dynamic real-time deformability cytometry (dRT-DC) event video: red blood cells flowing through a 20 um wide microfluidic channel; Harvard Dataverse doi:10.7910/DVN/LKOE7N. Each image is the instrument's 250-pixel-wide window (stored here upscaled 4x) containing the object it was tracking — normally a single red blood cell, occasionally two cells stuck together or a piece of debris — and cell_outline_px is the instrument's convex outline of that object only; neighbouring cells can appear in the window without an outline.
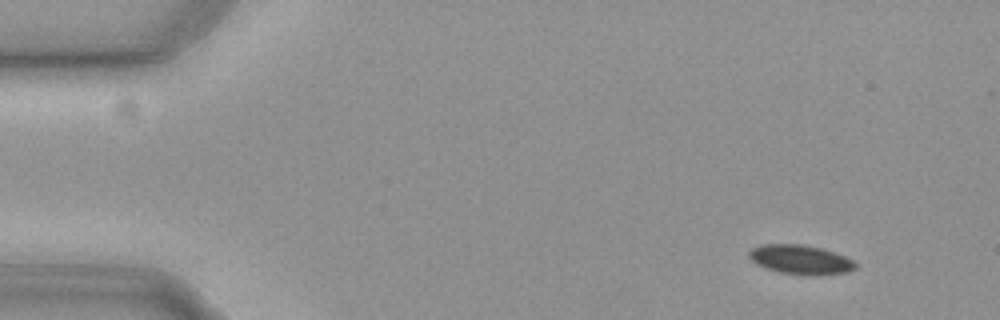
{"species": "common noctule bat (a hibernating species)", "species_latin": "Nyctalus noctula", "temperature_condition": "cold", "stored_images_in_passage": 52, "camera_frame_rate_fps": 3000, "um_per_image_px": 0.085, "animal": {"sex": "female", "body_mass_g": 19.3, "forearm_length_mm": 54.1}, "frame": {"image": 1, "passage_image": 1, "time_ms": 0.0, "image_size_px": [1000, 320], "cell_outline_px": [[856, 268], [848, 272], [812, 276], [780, 272], [756, 264], [748, 256], [748, 252], [752, 248], [760, 244], [804, 244], [820, 248], [844, 256], [852, 260], [856, 264]], "centroid_in_image_um": [68.03, 22.06], "position_along_channel_um": 17.0, "area_um2": 18.09}}
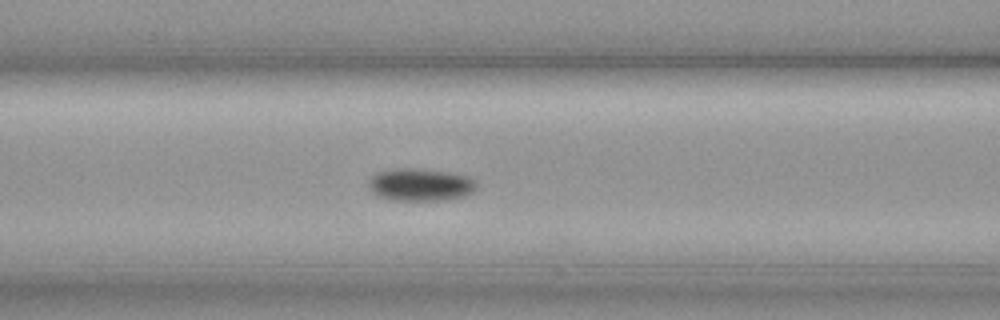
{"frame": {"image": 2, "passage_image": 19, "time_ms": 6.0, "image_size_px": [1000, 320], "cell_outline_px": [[476, 188], [472, 192], [464, 196], [444, 200], [392, 200], [380, 196], [372, 192], [368, 188], [368, 180], [376, 172], [396, 168], [412, 168], [452, 172], [468, 176], [476, 180]], "centroid_in_image_um": [35.73, 15.69], "position_along_channel_um": 130.9, "area_um2": 20.63}}
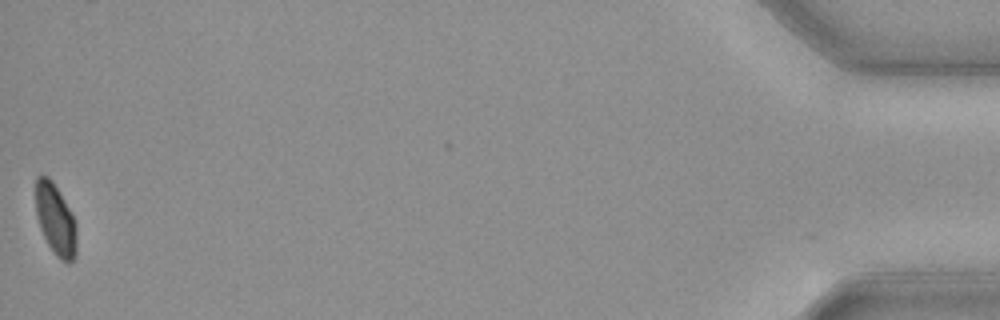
{"frame": {"image": 3, "passage_image": 52, "time_ms": 17.0, "image_size_px": [1000, 320], "cell_outline_px": [[76, 256], [68, 264], [60, 260], [56, 256], [48, 244], [40, 228], [36, 212], [36, 176], [48, 176], [52, 180], [64, 200], [76, 224]], "centroid_in_image_um": [4.72, 18.69], "position_along_channel_um": 430.5, "area_um2": 16.82}, "authors_computed_cell_mechanics": {"area_um2": 18.6983, "velocity_mm_per_s": 3.6888, "shape_relaxation_time_tau1_ms": 2.1897, "shape_relaxation_time_tau2_ms": null, "deformation_change_tau1": 0.0325, "deformation_change_tau2": null}}